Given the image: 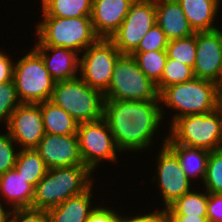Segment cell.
<instances>
[{"instance_id":"obj_21","label":"cell","mask_w":222,"mask_h":222,"mask_svg":"<svg viewBox=\"0 0 222 222\" xmlns=\"http://www.w3.org/2000/svg\"><path fill=\"white\" fill-rule=\"evenodd\" d=\"M194 32L217 29L212 22L217 16L220 2L217 0H177Z\"/></svg>"},{"instance_id":"obj_1","label":"cell","mask_w":222,"mask_h":222,"mask_svg":"<svg viewBox=\"0 0 222 222\" xmlns=\"http://www.w3.org/2000/svg\"><path fill=\"white\" fill-rule=\"evenodd\" d=\"M160 100L105 99L103 119L107 122L120 150L147 148L161 124L164 112Z\"/></svg>"},{"instance_id":"obj_14","label":"cell","mask_w":222,"mask_h":222,"mask_svg":"<svg viewBox=\"0 0 222 222\" xmlns=\"http://www.w3.org/2000/svg\"><path fill=\"white\" fill-rule=\"evenodd\" d=\"M194 76L218 83L222 79L220 29L196 32Z\"/></svg>"},{"instance_id":"obj_20","label":"cell","mask_w":222,"mask_h":222,"mask_svg":"<svg viewBox=\"0 0 222 222\" xmlns=\"http://www.w3.org/2000/svg\"><path fill=\"white\" fill-rule=\"evenodd\" d=\"M92 185L81 194L72 196L58 206L47 210L49 222H87L91 208Z\"/></svg>"},{"instance_id":"obj_5","label":"cell","mask_w":222,"mask_h":222,"mask_svg":"<svg viewBox=\"0 0 222 222\" xmlns=\"http://www.w3.org/2000/svg\"><path fill=\"white\" fill-rule=\"evenodd\" d=\"M162 104L179 110L172 124L181 117L210 113L217 109V83L197 77L187 82L165 87L159 93Z\"/></svg>"},{"instance_id":"obj_31","label":"cell","mask_w":222,"mask_h":222,"mask_svg":"<svg viewBox=\"0 0 222 222\" xmlns=\"http://www.w3.org/2000/svg\"><path fill=\"white\" fill-rule=\"evenodd\" d=\"M21 104L13 80L0 83V121L9 123L11 114Z\"/></svg>"},{"instance_id":"obj_16","label":"cell","mask_w":222,"mask_h":222,"mask_svg":"<svg viewBox=\"0 0 222 222\" xmlns=\"http://www.w3.org/2000/svg\"><path fill=\"white\" fill-rule=\"evenodd\" d=\"M136 0H93L91 21L99 38H110Z\"/></svg>"},{"instance_id":"obj_13","label":"cell","mask_w":222,"mask_h":222,"mask_svg":"<svg viewBox=\"0 0 222 222\" xmlns=\"http://www.w3.org/2000/svg\"><path fill=\"white\" fill-rule=\"evenodd\" d=\"M158 157L157 178L160 192L163 196L164 208H167L177 198L190 192V179L181 168L176 154L163 143Z\"/></svg>"},{"instance_id":"obj_17","label":"cell","mask_w":222,"mask_h":222,"mask_svg":"<svg viewBox=\"0 0 222 222\" xmlns=\"http://www.w3.org/2000/svg\"><path fill=\"white\" fill-rule=\"evenodd\" d=\"M33 49L41 56L55 82L77 78L75 73L79 71L80 58H78L79 53L75 50L64 47L36 45ZM48 51H51V56Z\"/></svg>"},{"instance_id":"obj_10","label":"cell","mask_w":222,"mask_h":222,"mask_svg":"<svg viewBox=\"0 0 222 222\" xmlns=\"http://www.w3.org/2000/svg\"><path fill=\"white\" fill-rule=\"evenodd\" d=\"M155 24V0H136L120 27L109 39L121 54L131 55Z\"/></svg>"},{"instance_id":"obj_36","label":"cell","mask_w":222,"mask_h":222,"mask_svg":"<svg viewBox=\"0 0 222 222\" xmlns=\"http://www.w3.org/2000/svg\"><path fill=\"white\" fill-rule=\"evenodd\" d=\"M112 209L103 207H94L90 213L87 222H118L119 215Z\"/></svg>"},{"instance_id":"obj_41","label":"cell","mask_w":222,"mask_h":222,"mask_svg":"<svg viewBox=\"0 0 222 222\" xmlns=\"http://www.w3.org/2000/svg\"><path fill=\"white\" fill-rule=\"evenodd\" d=\"M11 213L12 210L11 211L4 210L2 203L0 202V222H9Z\"/></svg>"},{"instance_id":"obj_30","label":"cell","mask_w":222,"mask_h":222,"mask_svg":"<svg viewBox=\"0 0 222 222\" xmlns=\"http://www.w3.org/2000/svg\"><path fill=\"white\" fill-rule=\"evenodd\" d=\"M203 182L208 193L222 194V148L210 152Z\"/></svg>"},{"instance_id":"obj_7","label":"cell","mask_w":222,"mask_h":222,"mask_svg":"<svg viewBox=\"0 0 222 222\" xmlns=\"http://www.w3.org/2000/svg\"><path fill=\"white\" fill-rule=\"evenodd\" d=\"M104 98L113 100H160L156 84L138 67L133 56L128 54H121L117 58Z\"/></svg>"},{"instance_id":"obj_8","label":"cell","mask_w":222,"mask_h":222,"mask_svg":"<svg viewBox=\"0 0 222 222\" xmlns=\"http://www.w3.org/2000/svg\"><path fill=\"white\" fill-rule=\"evenodd\" d=\"M13 81L21 103L31 104L50 100L56 83L33 48L15 63Z\"/></svg>"},{"instance_id":"obj_6","label":"cell","mask_w":222,"mask_h":222,"mask_svg":"<svg viewBox=\"0 0 222 222\" xmlns=\"http://www.w3.org/2000/svg\"><path fill=\"white\" fill-rule=\"evenodd\" d=\"M170 125L168 137L174 143L210 152L222 148V113L218 109L184 116Z\"/></svg>"},{"instance_id":"obj_26","label":"cell","mask_w":222,"mask_h":222,"mask_svg":"<svg viewBox=\"0 0 222 222\" xmlns=\"http://www.w3.org/2000/svg\"><path fill=\"white\" fill-rule=\"evenodd\" d=\"M208 192L195 193L192 190L177 198L165 208L166 215H189L207 217Z\"/></svg>"},{"instance_id":"obj_4","label":"cell","mask_w":222,"mask_h":222,"mask_svg":"<svg viewBox=\"0 0 222 222\" xmlns=\"http://www.w3.org/2000/svg\"><path fill=\"white\" fill-rule=\"evenodd\" d=\"M50 101L79 124L103 119L104 94L91 88L80 77L56 82Z\"/></svg>"},{"instance_id":"obj_15","label":"cell","mask_w":222,"mask_h":222,"mask_svg":"<svg viewBox=\"0 0 222 222\" xmlns=\"http://www.w3.org/2000/svg\"><path fill=\"white\" fill-rule=\"evenodd\" d=\"M35 150L48 169L84 164L77 134L53 135L46 133Z\"/></svg>"},{"instance_id":"obj_23","label":"cell","mask_w":222,"mask_h":222,"mask_svg":"<svg viewBox=\"0 0 222 222\" xmlns=\"http://www.w3.org/2000/svg\"><path fill=\"white\" fill-rule=\"evenodd\" d=\"M46 133L53 135L77 134L79 123L64 109L47 100L39 103Z\"/></svg>"},{"instance_id":"obj_33","label":"cell","mask_w":222,"mask_h":222,"mask_svg":"<svg viewBox=\"0 0 222 222\" xmlns=\"http://www.w3.org/2000/svg\"><path fill=\"white\" fill-rule=\"evenodd\" d=\"M15 141L10 134H0V175L14 168L18 151L15 152Z\"/></svg>"},{"instance_id":"obj_22","label":"cell","mask_w":222,"mask_h":222,"mask_svg":"<svg viewBox=\"0 0 222 222\" xmlns=\"http://www.w3.org/2000/svg\"><path fill=\"white\" fill-rule=\"evenodd\" d=\"M164 139L165 144L176 154L186 176L189 179L199 176L204 181L210 151L174 143L168 136Z\"/></svg>"},{"instance_id":"obj_38","label":"cell","mask_w":222,"mask_h":222,"mask_svg":"<svg viewBox=\"0 0 222 222\" xmlns=\"http://www.w3.org/2000/svg\"><path fill=\"white\" fill-rule=\"evenodd\" d=\"M14 64L9 56L0 51V83L13 80Z\"/></svg>"},{"instance_id":"obj_18","label":"cell","mask_w":222,"mask_h":222,"mask_svg":"<svg viewBox=\"0 0 222 222\" xmlns=\"http://www.w3.org/2000/svg\"><path fill=\"white\" fill-rule=\"evenodd\" d=\"M155 5L156 24L169 41L195 34L177 0H155Z\"/></svg>"},{"instance_id":"obj_29","label":"cell","mask_w":222,"mask_h":222,"mask_svg":"<svg viewBox=\"0 0 222 222\" xmlns=\"http://www.w3.org/2000/svg\"><path fill=\"white\" fill-rule=\"evenodd\" d=\"M193 68L180 61L167 58L161 80L156 85L158 93L165 87L187 82L194 78Z\"/></svg>"},{"instance_id":"obj_11","label":"cell","mask_w":222,"mask_h":222,"mask_svg":"<svg viewBox=\"0 0 222 222\" xmlns=\"http://www.w3.org/2000/svg\"><path fill=\"white\" fill-rule=\"evenodd\" d=\"M77 136L83 163L92 172L101 160L116 161V146L114 136L104 119L80 123Z\"/></svg>"},{"instance_id":"obj_24","label":"cell","mask_w":222,"mask_h":222,"mask_svg":"<svg viewBox=\"0 0 222 222\" xmlns=\"http://www.w3.org/2000/svg\"><path fill=\"white\" fill-rule=\"evenodd\" d=\"M42 15L61 18L91 16L93 0H43Z\"/></svg>"},{"instance_id":"obj_34","label":"cell","mask_w":222,"mask_h":222,"mask_svg":"<svg viewBox=\"0 0 222 222\" xmlns=\"http://www.w3.org/2000/svg\"><path fill=\"white\" fill-rule=\"evenodd\" d=\"M12 214L9 222H49L48 215L45 210L21 208L13 209Z\"/></svg>"},{"instance_id":"obj_25","label":"cell","mask_w":222,"mask_h":222,"mask_svg":"<svg viewBox=\"0 0 222 222\" xmlns=\"http://www.w3.org/2000/svg\"><path fill=\"white\" fill-rule=\"evenodd\" d=\"M14 168L34 188L48 171V167L35 149L19 150Z\"/></svg>"},{"instance_id":"obj_40","label":"cell","mask_w":222,"mask_h":222,"mask_svg":"<svg viewBox=\"0 0 222 222\" xmlns=\"http://www.w3.org/2000/svg\"><path fill=\"white\" fill-rule=\"evenodd\" d=\"M217 109L222 113V79L217 83Z\"/></svg>"},{"instance_id":"obj_2","label":"cell","mask_w":222,"mask_h":222,"mask_svg":"<svg viewBox=\"0 0 222 222\" xmlns=\"http://www.w3.org/2000/svg\"><path fill=\"white\" fill-rule=\"evenodd\" d=\"M91 173L84 164L48 169L34 188L32 208L47 211L81 194L93 185Z\"/></svg>"},{"instance_id":"obj_42","label":"cell","mask_w":222,"mask_h":222,"mask_svg":"<svg viewBox=\"0 0 222 222\" xmlns=\"http://www.w3.org/2000/svg\"><path fill=\"white\" fill-rule=\"evenodd\" d=\"M220 43H221V53H222V31H220Z\"/></svg>"},{"instance_id":"obj_3","label":"cell","mask_w":222,"mask_h":222,"mask_svg":"<svg viewBox=\"0 0 222 222\" xmlns=\"http://www.w3.org/2000/svg\"><path fill=\"white\" fill-rule=\"evenodd\" d=\"M37 27V46L64 47L77 53L87 49L99 37L94 33L91 16L61 18L43 16Z\"/></svg>"},{"instance_id":"obj_19","label":"cell","mask_w":222,"mask_h":222,"mask_svg":"<svg viewBox=\"0 0 222 222\" xmlns=\"http://www.w3.org/2000/svg\"><path fill=\"white\" fill-rule=\"evenodd\" d=\"M0 194L12 205V209L32 208L34 187L15 169L0 175Z\"/></svg>"},{"instance_id":"obj_39","label":"cell","mask_w":222,"mask_h":222,"mask_svg":"<svg viewBox=\"0 0 222 222\" xmlns=\"http://www.w3.org/2000/svg\"><path fill=\"white\" fill-rule=\"evenodd\" d=\"M167 222H208L207 217L187 215H166Z\"/></svg>"},{"instance_id":"obj_28","label":"cell","mask_w":222,"mask_h":222,"mask_svg":"<svg viewBox=\"0 0 222 222\" xmlns=\"http://www.w3.org/2000/svg\"><path fill=\"white\" fill-rule=\"evenodd\" d=\"M166 54L167 58L180 61L194 68L196 59V32L188 37L170 40L166 47Z\"/></svg>"},{"instance_id":"obj_32","label":"cell","mask_w":222,"mask_h":222,"mask_svg":"<svg viewBox=\"0 0 222 222\" xmlns=\"http://www.w3.org/2000/svg\"><path fill=\"white\" fill-rule=\"evenodd\" d=\"M168 42L169 40L163 30L155 24L142 38L134 52L166 50Z\"/></svg>"},{"instance_id":"obj_27","label":"cell","mask_w":222,"mask_h":222,"mask_svg":"<svg viewBox=\"0 0 222 222\" xmlns=\"http://www.w3.org/2000/svg\"><path fill=\"white\" fill-rule=\"evenodd\" d=\"M131 55L144 74L157 85L161 80V76L166 65V50L133 52Z\"/></svg>"},{"instance_id":"obj_9","label":"cell","mask_w":222,"mask_h":222,"mask_svg":"<svg viewBox=\"0 0 222 222\" xmlns=\"http://www.w3.org/2000/svg\"><path fill=\"white\" fill-rule=\"evenodd\" d=\"M84 51L79 65L81 79L104 94L109 87L114 64L121 53L109 38H98Z\"/></svg>"},{"instance_id":"obj_37","label":"cell","mask_w":222,"mask_h":222,"mask_svg":"<svg viewBox=\"0 0 222 222\" xmlns=\"http://www.w3.org/2000/svg\"><path fill=\"white\" fill-rule=\"evenodd\" d=\"M118 222H167L165 208L149 214L125 218L119 215Z\"/></svg>"},{"instance_id":"obj_12","label":"cell","mask_w":222,"mask_h":222,"mask_svg":"<svg viewBox=\"0 0 222 222\" xmlns=\"http://www.w3.org/2000/svg\"><path fill=\"white\" fill-rule=\"evenodd\" d=\"M7 129L22 149H35L46 134L39 104L21 103L11 114Z\"/></svg>"},{"instance_id":"obj_35","label":"cell","mask_w":222,"mask_h":222,"mask_svg":"<svg viewBox=\"0 0 222 222\" xmlns=\"http://www.w3.org/2000/svg\"><path fill=\"white\" fill-rule=\"evenodd\" d=\"M207 219L208 222H222L221 193H208Z\"/></svg>"}]
</instances>
